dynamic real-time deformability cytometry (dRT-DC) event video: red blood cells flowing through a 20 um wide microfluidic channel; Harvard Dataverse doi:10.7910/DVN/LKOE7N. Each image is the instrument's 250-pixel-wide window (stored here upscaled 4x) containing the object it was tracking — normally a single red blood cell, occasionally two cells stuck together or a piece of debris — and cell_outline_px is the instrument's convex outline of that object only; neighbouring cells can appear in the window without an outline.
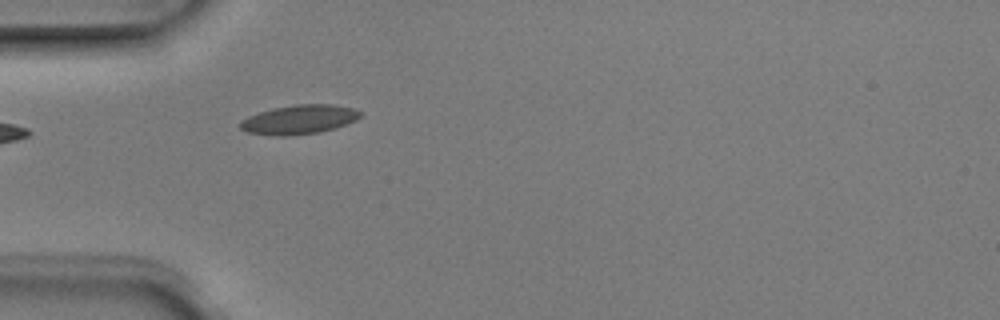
{"species": "Egyptian fruit bat (a non-hibernating species)", "species_latin": "Rousettus aegyptiacus", "temperature_condition": "room temperature", "stored_images_in_passage": 7, "camera_frame_rate_fps": 3000, "um_per_image_px": 0.085, "animal": {"sex": "male"}, "frame": {"image": 1, "passage_image": 5, "time_ms": 1.333, "image_size_px": [1000, 320], "cell_outline_px": [[364, 112], [356, 120], [336, 128], [320, 132], [280, 136], [248, 132], [240, 128], [240, 120], [248, 116], [272, 108], [296, 104], [332, 104], [356, 108]], "centroid_in_image_um": [25.47, 10.14], "position_along_channel_um": 59.5, "area_um2": 20.46}}
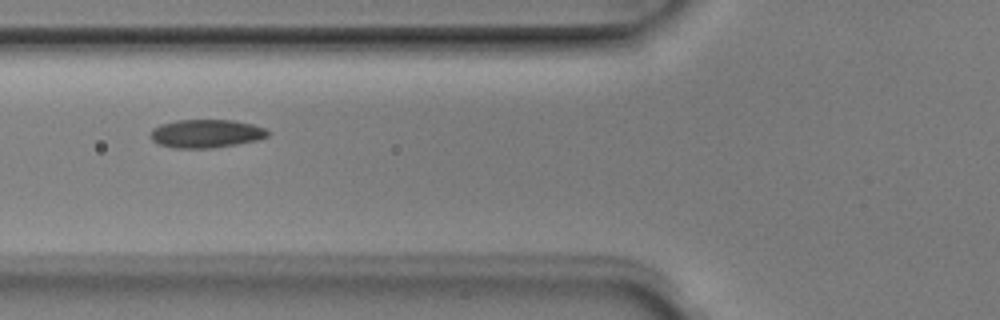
{"frame": {"image": 2, "passage_image": 6, "time_ms": 1.667, "image_size_px": [1000, 320], "cell_outline_px": [[272, 132], [268, 136], [260, 140], [212, 148], [172, 148], [160, 144], [152, 140], [148, 136], [152, 128], [160, 124], [176, 120], [232, 120], [252, 124], [264, 128]], "centroid_in_image_um": [17.51, 11.35], "position_along_channel_um": 108.3, "area_um2": 19.59}}
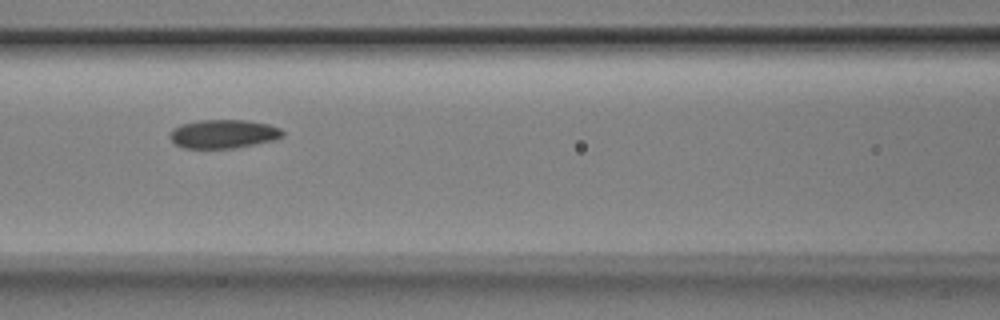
{"frame": {"image": 3, "passage_image": 7, "time_ms": 2.0, "image_size_px": [1000, 320], "cell_outline_px": [[284, 136], [272, 140], [236, 148], [184, 148], [176, 144], [168, 136], [172, 128], [180, 124], [196, 120], [244, 120], [268, 124], [280, 128], [284, 132]], "centroid_in_image_um": [18.95, 11.37], "position_along_channel_um": 147.6, "area_um2": 18.9}}